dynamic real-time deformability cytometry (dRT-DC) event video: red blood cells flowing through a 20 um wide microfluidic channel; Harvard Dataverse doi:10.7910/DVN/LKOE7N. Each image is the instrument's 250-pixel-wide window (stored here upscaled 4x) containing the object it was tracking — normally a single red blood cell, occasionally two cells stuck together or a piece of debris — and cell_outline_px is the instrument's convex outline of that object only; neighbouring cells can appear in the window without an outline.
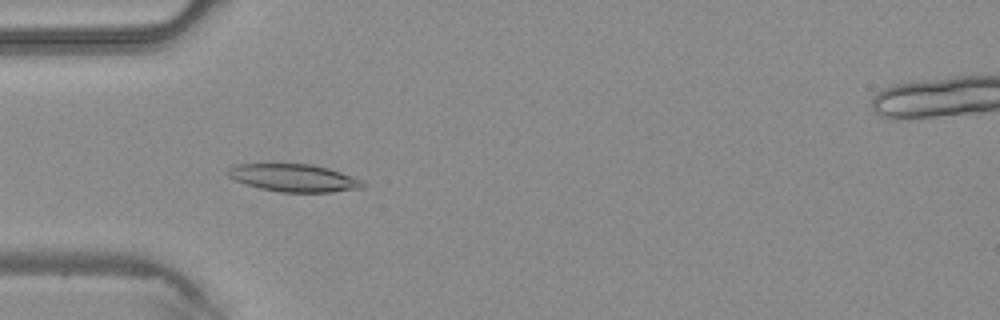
{"species": "common noctule bat (a hibernating species)", "species_latin": "Nyctalus noctula", "temperature_condition": "warm", "stored_images_in_passage": 43, "camera_frame_rate_fps": 3000, "um_per_image_px": 0.085, "animal": {"sex": "male", "body_mass_g": 20.4}, "frame": {"image": 1, "passage_image": 13, "time_ms": 4.0, "image_size_px": [1000, 320], "cell_outline_px": [[364, 188], [332, 192], [280, 192], [260, 188], [236, 180], [228, 176], [228, 168], [236, 164], [312, 164], [328, 168], [364, 180]], "centroid_in_image_um": [25.02, 15.12], "position_along_channel_um": 60.0, "area_um2": 21.62}}
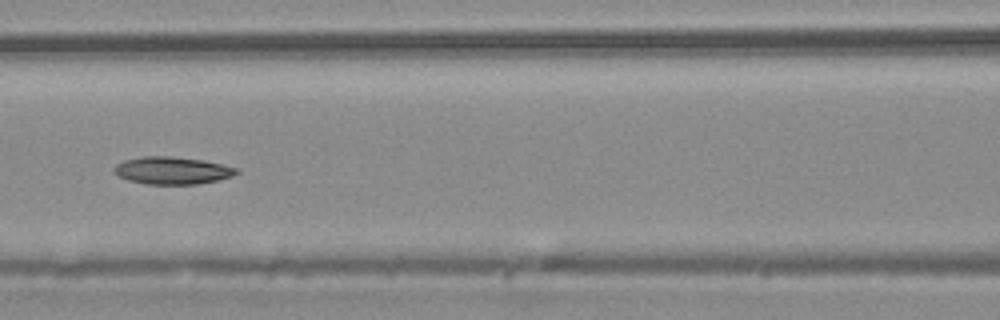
{"frame": {"image": 2, "passage_image": 19, "time_ms": 6.0, "image_size_px": [1000, 320], "cell_outline_px": [[240, 172], [232, 176], [216, 180], [196, 184], [148, 184], [128, 180], [112, 172], [112, 168], [116, 164], [124, 160], [140, 156], [172, 156], [204, 160], [240, 168]], "centroid_in_image_um": [14.64, 14.48], "position_along_channel_um": 152.0, "area_um2": 19.71}}
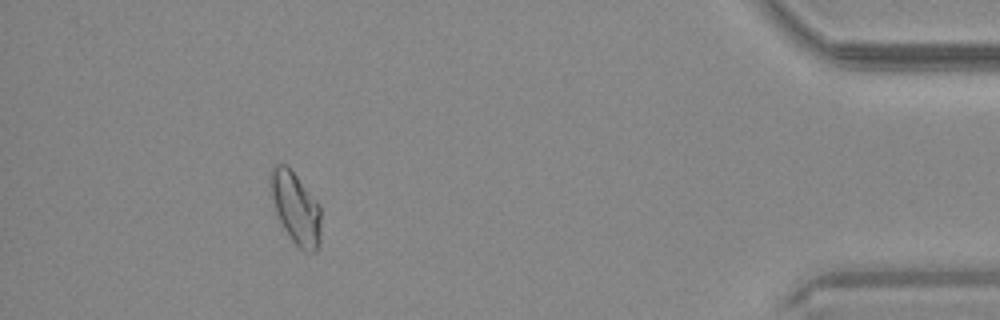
{"frame": {"image": 3, "passage_image": 39, "time_ms": 12.667, "image_size_px": [1000, 320], "cell_outline_px": [[320, 244], [316, 252], [308, 252], [300, 248], [292, 240], [284, 228], [276, 212], [268, 184], [268, 172], [272, 164], [288, 164], [320, 204]], "centroid_in_image_um": [25.11, 17.6], "position_along_channel_um": 410.1, "area_um2": 21.62}}